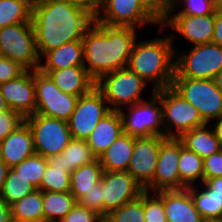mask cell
Here are the masks:
<instances>
[{
	"label": "cell",
	"instance_id": "6da1fadb",
	"mask_svg": "<svg viewBox=\"0 0 222 222\" xmlns=\"http://www.w3.org/2000/svg\"><path fill=\"white\" fill-rule=\"evenodd\" d=\"M94 20L87 10L66 0L33 1L31 22L39 57L66 43L82 40Z\"/></svg>",
	"mask_w": 222,
	"mask_h": 222
},
{
	"label": "cell",
	"instance_id": "7a4b0ae2",
	"mask_svg": "<svg viewBox=\"0 0 222 222\" xmlns=\"http://www.w3.org/2000/svg\"><path fill=\"white\" fill-rule=\"evenodd\" d=\"M136 28L94 23L82 39L84 67L97 82L102 76L127 68L139 36Z\"/></svg>",
	"mask_w": 222,
	"mask_h": 222
},
{
	"label": "cell",
	"instance_id": "3957f363",
	"mask_svg": "<svg viewBox=\"0 0 222 222\" xmlns=\"http://www.w3.org/2000/svg\"><path fill=\"white\" fill-rule=\"evenodd\" d=\"M177 54L178 49L168 34L154 39H140L129 57L127 68L147 84H152V91L161 90L172 85Z\"/></svg>",
	"mask_w": 222,
	"mask_h": 222
},
{
	"label": "cell",
	"instance_id": "277c9868",
	"mask_svg": "<svg viewBox=\"0 0 222 222\" xmlns=\"http://www.w3.org/2000/svg\"><path fill=\"white\" fill-rule=\"evenodd\" d=\"M154 92L162 105L166 138H180L185 132L207 124L199 111L171 86Z\"/></svg>",
	"mask_w": 222,
	"mask_h": 222
},
{
	"label": "cell",
	"instance_id": "5b68a950",
	"mask_svg": "<svg viewBox=\"0 0 222 222\" xmlns=\"http://www.w3.org/2000/svg\"><path fill=\"white\" fill-rule=\"evenodd\" d=\"M148 84L128 68L116 70L102 76L95 87L103 94L111 111H120L144 100L143 93Z\"/></svg>",
	"mask_w": 222,
	"mask_h": 222
},
{
	"label": "cell",
	"instance_id": "8992f818",
	"mask_svg": "<svg viewBox=\"0 0 222 222\" xmlns=\"http://www.w3.org/2000/svg\"><path fill=\"white\" fill-rule=\"evenodd\" d=\"M171 87L199 111L207 124L222 117V92L213 79L174 77Z\"/></svg>",
	"mask_w": 222,
	"mask_h": 222
},
{
	"label": "cell",
	"instance_id": "52a82bcc",
	"mask_svg": "<svg viewBox=\"0 0 222 222\" xmlns=\"http://www.w3.org/2000/svg\"><path fill=\"white\" fill-rule=\"evenodd\" d=\"M181 52V53H180ZM175 55V75L190 79H214L222 71V47L214 43L183 49Z\"/></svg>",
	"mask_w": 222,
	"mask_h": 222
},
{
	"label": "cell",
	"instance_id": "ba28073f",
	"mask_svg": "<svg viewBox=\"0 0 222 222\" xmlns=\"http://www.w3.org/2000/svg\"><path fill=\"white\" fill-rule=\"evenodd\" d=\"M151 92L150 99H144L119 111L123 133L136 138L165 136L160 98L154 91Z\"/></svg>",
	"mask_w": 222,
	"mask_h": 222
},
{
	"label": "cell",
	"instance_id": "9c48e42d",
	"mask_svg": "<svg viewBox=\"0 0 222 222\" xmlns=\"http://www.w3.org/2000/svg\"><path fill=\"white\" fill-rule=\"evenodd\" d=\"M0 55L19 62L27 70H39L40 57L32 23L0 28Z\"/></svg>",
	"mask_w": 222,
	"mask_h": 222
},
{
	"label": "cell",
	"instance_id": "30bf717a",
	"mask_svg": "<svg viewBox=\"0 0 222 222\" xmlns=\"http://www.w3.org/2000/svg\"><path fill=\"white\" fill-rule=\"evenodd\" d=\"M25 122L31 129L35 152L46 158L61 154L72 139L66 121L33 114Z\"/></svg>",
	"mask_w": 222,
	"mask_h": 222
},
{
	"label": "cell",
	"instance_id": "8fae6325",
	"mask_svg": "<svg viewBox=\"0 0 222 222\" xmlns=\"http://www.w3.org/2000/svg\"><path fill=\"white\" fill-rule=\"evenodd\" d=\"M36 112L68 122L78 100V96L61 92L52 79L40 70H34Z\"/></svg>",
	"mask_w": 222,
	"mask_h": 222
},
{
	"label": "cell",
	"instance_id": "7c38bea8",
	"mask_svg": "<svg viewBox=\"0 0 222 222\" xmlns=\"http://www.w3.org/2000/svg\"><path fill=\"white\" fill-rule=\"evenodd\" d=\"M94 21L107 26L136 29L161 25L138 0H104Z\"/></svg>",
	"mask_w": 222,
	"mask_h": 222
},
{
	"label": "cell",
	"instance_id": "4fadbf2b",
	"mask_svg": "<svg viewBox=\"0 0 222 222\" xmlns=\"http://www.w3.org/2000/svg\"><path fill=\"white\" fill-rule=\"evenodd\" d=\"M110 112L111 109L103 94L94 87L77 100L75 110L68 121L71 137L87 140L98 122Z\"/></svg>",
	"mask_w": 222,
	"mask_h": 222
},
{
	"label": "cell",
	"instance_id": "5bb4252c",
	"mask_svg": "<svg viewBox=\"0 0 222 222\" xmlns=\"http://www.w3.org/2000/svg\"><path fill=\"white\" fill-rule=\"evenodd\" d=\"M165 139V136L135 137V145L127 171L145 191L152 192V179L161 143Z\"/></svg>",
	"mask_w": 222,
	"mask_h": 222
},
{
	"label": "cell",
	"instance_id": "9a60e30c",
	"mask_svg": "<svg viewBox=\"0 0 222 222\" xmlns=\"http://www.w3.org/2000/svg\"><path fill=\"white\" fill-rule=\"evenodd\" d=\"M157 27H159L158 33L160 34H163L166 27L173 30V33H169L172 43L176 39L175 36L179 34V36H183L182 38L191 42L192 46L208 44L212 43L214 35L215 15H167L166 19Z\"/></svg>",
	"mask_w": 222,
	"mask_h": 222
},
{
	"label": "cell",
	"instance_id": "2e32d148",
	"mask_svg": "<svg viewBox=\"0 0 222 222\" xmlns=\"http://www.w3.org/2000/svg\"><path fill=\"white\" fill-rule=\"evenodd\" d=\"M104 215L136 200L145 191L128 171H103Z\"/></svg>",
	"mask_w": 222,
	"mask_h": 222
},
{
	"label": "cell",
	"instance_id": "e0dca14e",
	"mask_svg": "<svg viewBox=\"0 0 222 222\" xmlns=\"http://www.w3.org/2000/svg\"><path fill=\"white\" fill-rule=\"evenodd\" d=\"M184 147L179 138H166L160 147L156 170L152 179V192L162 190H183L180 182L178 163Z\"/></svg>",
	"mask_w": 222,
	"mask_h": 222
},
{
	"label": "cell",
	"instance_id": "ac0fdd59",
	"mask_svg": "<svg viewBox=\"0 0 222 222\" xmlns=\"http://www.w3.org/2000/svg\"><path fill=\"white\" fill-rule=\"evenodd\" d=\"M0 91L12 111L21 114L24 118L35 114L36 96L33 70H26L15 79L1 83Z\"/></svg>",
	"mask_w": 222,
	"mask_h": 222
},
{
	"label": "cell",
	"instance_id": "d6986e66",
	"mask_svg": "<svg viewBox=\"0 0 222 222\" xmlns=\"http://www.w3.org/2000/svg\"><path fill=\"white\" fill-rule=\"evenodd\" d=\"M155 193L163 200L167 222H202L203 218L187 188Z\"/></svg>",
	"mask_w": 222,
	"mask_h": 222
},
{
	"label": "cell",
	"instance_id": "ffe728a7",
	"mask_svg": "<svg viewBox=\"0 0 222 222\" xmlns=\"http://www.w3.org/2000/svg\"><path fill=\"white\" fill-rule=\"evenodd\" d=\"M35 153L33 135L26 122L0 142V159L9 168H14Z\"/></svg>",
	"mask_w": 222,
	"mask_h": 222
},
{
	"label": "cell",
	"instance_id": "44dd1931",
	"mask_svg": "<svg viewBox=\"0 0 222 222\" xmlns=\"http://www.w3.org/2000/svg\"><path fill=\"white\" fill-rule=\"evenodd\" d=\"M40 71L47 74L61 92L78 97L89 93L96 84L84 66Z\"/></svg>",
	"mask_w": 222,
	"mask_h": 222
},
{
	"label": "cell",
	"instance_id": "7402d4cb",
	"mask_svg": "<svg viewBox=\"0 0 222 222\" xmlns=\"http://www.w3.org/2000/svg\"><path fill=\"white\" fill-rule=\"evenodd\" d=\"M198 185L187 189L202 218L222 217V177L211 178Z\"/></svg>",
	"mask_w": 222,
	"mask_h": 222
},
{
	"label": "cell",
	"instance_id": "603a6c76",
	"mask_svg": "<svg viewBox=\"0 0 222 222\" xmlns=\"http://www.w3.org/2000/svg\"><path fill=\"white\" fill-rule=\"evenodd\" d=\"M121 134L123 123L120 112L111 111L98 122L86 141L98 159Z\"/></svg>",
	"mask_w": 222,
	"mask_h": 222
},
{
	"label": "cell",
	"instance_id": "cb8c5ba5",
	"mask_svg": "<svg viewBox=\"0 0 222 222\" xmlns=\"http://www.w3.org/2000/svg\"><path fill=\"white\" fill-rule=\"evenodd\" d=\"M74 66H84L82 40L69 42L46 52L40 58L39 70H60Z\"/></svg>",
	"mask_w": 222,
	"mask_h": 222
},
{
	"label": "cell",
	"instance_id": "d4e9b609",
	"mask_svg": "<svg viewBox=\"0 0 222 222\" xmlns=\"http://www.w3.org/2000/svg\"><path fill=\"white\" fill-rule=\"evenodd\" d=\"M96 159L86 140L72 138L61 154L47 157V162L49 166L66 168V171L71 174L79 167L90 164Z\"/></svg>",
	"mask_w": 222,
	"mask_h": 222
},
{
	"label": "cell",
	"instance_id": "484cf974",
	"mask_svg": "<svg viewBox=\"0 0 222 222\" xmlns=\"http://www.w3.org/2000/svg\"><path fill=\"white\" fill-rule=\"evenodd\" d=\"M205 124L185 132L179 139L184 146L195 152L202 159L222 150V143L217 136L215 128Z\"/></svg>",
	"mask_w": 222,
	"mask_h": 222
},
{
	"label": "cell",
	"instance_id": "4316f807",
	"mask_svg": "<svg viewBox=\"0 0 222 222\" xmlns=\"http://www.w3.org/2000/svg\"><path fill=\"white\" fill-rule=\"evenodd\" d=\"M135 145V137L121 134L98 158L103 171H127Z\"/></svg>",
	"mask_w": 222,
	"mask_h": 222
},
{
	"label": "cell",
	"instance_id": "83f0119b",
	"mask_svg": "<svg viewBox=\"0 0 222 222\" xmlns=\"http://www.w3.org/2000/svg\"><path fill=\"white\" fill-rule=\"evenodd\" d=\"M103 168L100 160L96 159L90 164L83 165L70 175V193L78 202L95 183L101 180Z\"/></svg>",
	"mask_w": 222,
	"mask_h": 222
},
{
	"label": "cell",
	"instance_id": "f1b7e54d",
	"mask_svg": "<svg viewBox=\"0 0 222 222\" xmlns=\"http://www.w3.org/2000/svg\"><path fill=\"white\" fill-rule=\"evenodd\" d=\"M13 220L21 222H41L44 221V211L42 203V191L34 190L24 196L21 200L10 205Z\"/></svg>",
	"mask_w": 222,
	"mask_h": 222
},
{
	"label": "cell",
	"instance_id": "f546056e",
	"mask_svg": "<svg viewBox=\"0 0 222 222\" xmlns=\"http://www.w3.org/2000/svg\"><path fill=\"white\" fill-rule=\"evenodd\" d=\"M44 220L61 221L77 203L70 192H42Z\"/></svg>",
	"mask_w": 222,
	"mask_h": 222
},
{
	"label": "cell",
	"instance_id": "4dcf8cb0",
	"mask_svg": "<svg viewBox=\"0 0 222 222\" xmlns=\"http://www.w3.org/2000/svg\"><path fill=\"white\" fill-rule=\"evenodd\" d=\"M178 171L180 182L186 188L204 182L203 159L185 146L181 149Z\"/></svg>",
	"mask_w": 222,
	"mask_h": 222
},
{
	"label": "cell",
	"instance_id": "1f68e13d",
	"mask_svg": "<svg viewBox=\"0 0 222 222\" xmlns=\"http://www.w3.org/2000/svg\"><path fill=\"white\" fill-rule=\"evenodd\" d=\"M33 0H0V28L32 23Z\"/></svg>",
	"mask_w": 222,
	"mask_h": 222
},
{
	"label": "cell",
	"instance_id": "d6a6232c",
	"mask_svg": "<svg viewBox=\"0 0 222 222\" xmlns=\"http://www.w3.org/2000/svg\"><path fill=\"white\" fill-rule=\"evenodd\" d=\"M36 188L24 177H22L13 168H10L7 173L5 184L1 193V197L7 204L11 205L24 196L32 193Z\"/></svg>",
	"mask_w": 222,
	"mask_h": 222
},
{
	"label": "cell",
	"instance_id": "836d02e7",
	"mask_svg": "<svg viewBox=\"0 0 222 222\" xmlns=\"http://www.w3.org/2000/svg\"><path fill=\"white\" fill-rule=\"evenodd\" d=\"M70 175L66 168L47 165L38 189L42 192H70Z\"/></svg>",
	"mask_w": 222,
	"mask_h": 222
},
{
	"label": "cell",
	"instance_id": "e575fe53",
	"mask_svg": "<svg viewBox=\"0 0 222 222\" xmlns=\"http://www.w3.org/2000/svg\"><path fill=\"white\" fill-rule=\"evenodd\" d=\"M47 165V158L35 153L13 169L38 189Z\"/></svg>",
	"mask_w": 222,
	"mask_h": 222
},
{
	"label": "cell",
	"instance_id": "d590c367",
	"mask_svg": "<svg viewBox=\"0 0 222 222\" xmlns=\"http://www.w3.org/2000/svg\"><path fill=\"white\" fill-rule=\"evenodd\" d=\"M113 222H145L144 217V192L139 198L126 203L109 215Z\"/></svg>",
	"mask_w": 222,
	"mask_h": 222
},
{
	"label": "cell",
	"instance_id": "8d00e7d4",
	"mask_svg": "<svg viewBox=\"0 0 222 222\" xmlns=\"http://www.w3.org/2000/svg\"><path fill=\"white\" fill-rule=\"evenodd\" d=\"M167 15H215L214 0H181Z\"/></svg>",
	"mask_w": 222,
	"mask_h": 222
},
{
	"label": "cell",
	"instance_id": "74e56055",
	"mask_svg": "<svg viewBox=\"0 0 222 222\" xmlns=\"http://www.w3.org/2000/svg\"><path fill=\"white\" fill-rule=\"evenodd\" d=\"M145 222H167L163 200L155 193L144 191Z\"/></svg>",
	"mask_w": 222,
	"mask_h": 222
},
{
	"label": "cell",
	"instance_id": "f35d334b",
	"mask_svg": "<svg viewBox=\"0 0 222 222\" xmlns=\"http://www.w3.org/2000/svg\"><path fill=\"white\" fill-rule=\"evenodd\" d=\"M84 207L96 211L100 215H104V197L103 185L101 180L92 186L90 191L78 201Z\"/></svg>",
	"mask_w": 222,
	"mask_h": 222
},
{
	"label": "cell",
	"instance_id": "ab89813d",
	"mask_svg": "<svg viewBox=\"0 0 222 222\" xmlns=\"http://www.w3.org/2000/svg\"><path fill=\"white\" fill-rule=\"evenodd\" d=\"M25 118L12 110L0 112V142L4 140L12 131H15Z\"/></svg>",
	"mask_w": 222,
	"mask_h": 222
},
{
	"label": "cell",
	"instance_id": "60d3db41",
	"mask_svg": "<svg viewBox=\"0 0 222 222\" xmlns=\"http://www.w3.org/2000/svg\"><path fill=\"white\" fill-rule=\"evenodd\" d=\"M101 215L77 202L72 210L59 222H97Z\"/></svg>",
	"mask_w": 222,
	"mask_h": 222
},
{
	"label": "cell",
	"instance_id": "b9f144b4",
	"mask_svg": "<svg viewBox=\"0 0 222 222\" xmlns=\"http://www.w3.org/2000/svg\"><path fill=\"white\" fill-rule=\"evenodd\" d=\"M26 70L19 62L0 55V84L15 79Z\"/></svg>",
	"mask_w": 222,
	"mask_h": 222
},
{
	"label": "cell",
	"instance_id": "7bdbcfd3",
	"mask_svg": "<svg viewBox=\"0 0 222 222\" xmlns=\"http://www.w3.org/2000/svg\"><path fill=\"white\" fill-rule=\"evenodd\" d=\"M204 181L222 177V150L203 159Z\"/></svg>",
	"mask_w": 222,
	"mask_h": 222
},
{
	"label": "cell",
	"instance_id": "ee69618b",
	"mask_svg": "<svg viewBox=\"0 0 222 222\" xmlns=\"http://www.w3.org/2000/svg\"><path fill=\"white\" fill-rule=\"evenodd\" d=\"M138 2L161 24L167 16V11L159 0H138Z\"/></svg>",
	"mask_w": 222,
	"mask_h": 222
},
{
	"label": "cell",
	"instance_id": "f6af8a7d",
	"mask_svg": "<svg viewBox=\"0 0 222 222\" xmlns=\"http://www.w3.org/2000/svg\"><path fill=\"white\" fill-rule=\"evenodd\" d=\"M66 1H69L72 4L87 10L95 17L99 12V10L101 9L104 0H66Z\"/></svg>",
	"mask_w": 222,
	"mask_h": 222
},
{
	"label": "cell",
	"instance_id": "bcb514c9",
	"mask_svg": "<svg viewBox=\"0 0 222 222\" xmlns=\"http://www.w3.org/2000/svg\"><path fill=\"white\" fill-rule=\"evenodd\" d=\"M212 43L222 47V15L215 14V28Z\"/></svg>",
	"mask_w": 222,
	"mask_h": 222
},
{
	"label": "cell",
	"instance_id": "7dc6e473",
	"mask_svg": "<svg viewBox=\"0 0 222 222\" xmlns=\"http://www.w3.org/2000/svg\"><path fill=\"white\" fill-rule=\"evenodd\" d=\"M11 220L10 205L0 196V222H10Z\"/></svg>",
	"mask_w": 222,
	"mask_h": 222
},
{
	"label": "cell",
	"instance_id": "c3c4849f",
	"mask_svg": "<svg viewBox=\"0 0 222 222\" xmlns=\"http://www.w3.org/2000/svg\"><path fill=\"white\" fill-rule=\"evenodd\" d=\"M9 169L10 168L8 167V165L2 159H0V196L3 190V186L5 184V180H6Z\"/></svg>",
	"mask_w": 222,
	"mask_h": 222
},
{
	"label": "cell",
	"instance_id": "681fc988",
	"mask_svg": "<svg viewBox=\"0 0 222 222\" xmlns=\"http://www.w3.org/2000/svg\"><path fill=\"white\" fill-rule=\"evenodd\" d=\"M181 0H159L160 5L167 11L173 10Z\"/></svg>",
	"mask_w": 222,
	"mask_h": 222
},
{
	"label": "cell",
	"instance_id": "f907efd6",
	"mask_svg": "<svg viewBox=\"0 0 222 222\" xmlns=\"http://www.w3.org/2000/svg\"><path fill=\"white\" fill-rule=\"evenodd\" d=\"M213 127L215 128L217 136L222 143V117L215 121V123L213 124Z\"/></svg>",
	"mask_w": 222,
	"mask_h": 222
},
{
	"label": "cell",
	"instance_id": "816d5d0a",
	"mask_svg": "<svg viewBox=\"0 0 222 222\" xmlns=\"http://www.w3.org/2000/svg\"><path fill=\"white\" fill-rule=\"evenodd\" d=\"M11 110L10 107L8 106L5 98L2 96V93L0 91V112L1 111H8Z\"/></svg>",
	"mask_w": 222,
	"mask_h": 222
},
{
	"label": "cell",
	"instance_id": "f5cc1de1",
	"mask_svg": "<svg viewBox=\"0 0 222 222\" xmlns=\"http://www.w3.org/2000/svg\"><path fill=\"white\" fill-rule=\"evenodd\" d=\"M214 13L222 15V0H214Z\"/></svg>",
	"mask_w": 222,
	"mask_h": 222
},
{
	"label": "cell",
	"instance_id": "db71d44e",
	"mask_svg": "<svg viewBox=\"0 0 222 222\" xmlns=\"http://www.w3.org/2000/svg\"><path fill=\"white\" fill-rule=\"evenodd\" d=\"M216 87L222 92V71L214 77Z\"/></svg>",
	"mask_w": 222,
	"mask_h": 222
},
{
	"label": "cell",
	"instance_id": "11a10c76",
	"mask_svg": "<svg viewBox=\"0 0 222 222\" xmlns=\"http://www.w3.org/2000/svg\"><path fill=\"white\" fill-rule=\"evenodd\" d=\"M202 222H222V217L204 218Z\"/></svg>",
	"mask_w": 222,
	"mask_h": 222
},
{
	"label": "cell",
	"instance_id": "9f6ffc18",
	"mask_svg": "<svg viewBox=\"0 0 222 222\" xmlns=\"http://www.w3.org/2000/svg\"><path fill=\"white\" fill-rule=\"evenodd\" d=\"M97 222H113L108 215H101Z\"/></svg>",
	"mask_w": 222,
	"mask_h": 222
},
{
	"label": "cell",
	"instance_id": "6f0895ef",
	"mask_svg": "<svg viewBox=\"0 0 222 222\" xmlns=\"http://www.w3.org/2000/svg\"><path fill=\"white\" fill-rule=\"evenodd\" d=\"M10 222H21V221H16V220H13V219H12Z\"/></svg>",
	"mask_w": 222,
	"mask_h": 222
}]
</instances>
